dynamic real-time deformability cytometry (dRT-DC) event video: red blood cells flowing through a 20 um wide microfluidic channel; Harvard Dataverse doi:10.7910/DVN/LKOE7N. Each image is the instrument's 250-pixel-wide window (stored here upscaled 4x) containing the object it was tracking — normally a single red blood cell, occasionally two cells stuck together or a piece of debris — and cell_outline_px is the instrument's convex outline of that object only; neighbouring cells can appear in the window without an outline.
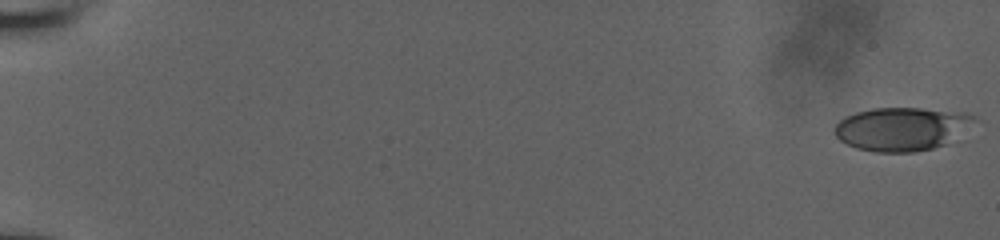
{"species": "human", "species_latin": "Homo sapiens", "temperature_condition": "room temperature", "stored_images_in_passage": 56, "camera_frame_rate_fps": 3000, "um_per_image_px": 0.085, "donor": {"sex": "male"}, "frame": {"image": 1, "passage_image": 1, "time_ms": 0.0, "image_size_px": [1000, 240], "cell_outline_px": [[976, 120], [944, 144], [932, 148], [912, 152], [876, 152], [856, 148], [840, 140], [836, 136], [836, 124], [840, 120], [856, 112], [872, 108], [920, 108], [968, 112], [976, 116]], "centroid_in_image_um": [76.63, 10.94], "position_along_channel_um": 8.4, "area_um2": 34.85}}
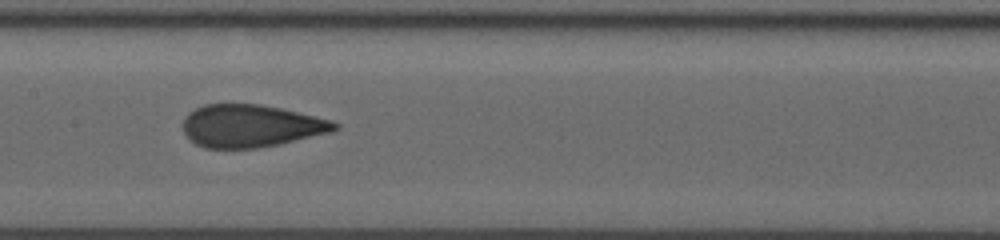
{"frame": {"image": 2, "passage_image": 31, "time_ms": 10.0, "image_size_px": [1000, 240], "cell_outline_px": [[340, 128], [332, 132], [280, 144], [256, 148], [204, 148], [196, 144], [184, 132], [184, 116], [188, 112], [204, 104], [260, 104], [280, 108], [332, 120], [340, 124]], "centroid_in_image_um": [21.35, 10.7], "position_along_channel_um": 186.0, "area_um2": 37.63}}
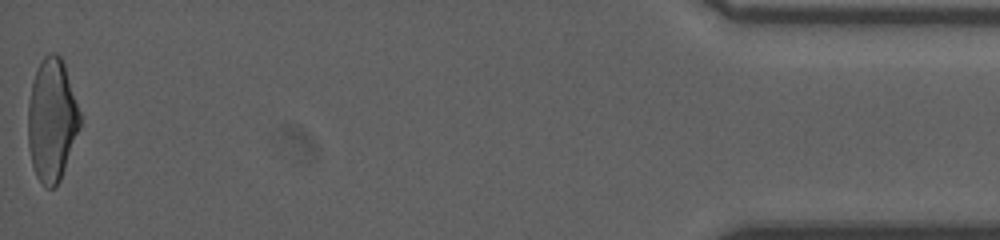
{"frame": {"image": 3, "passage_image": 56, "time_ms": 18.333, "image_size_px": [1000, 240], "cell_outline_px": [[80, 128], [60, 180], [52, 188], [44, 188], [36, 176], [32, 164], [28, 144], [28, 104], [32, 80], [36, 68], [40, 60], [48, 52], [56, 52], [60, 56], [64, 64], [80, 112]], "centroid_in_image_um": [4.39, 10.18], "position_along_channel_um": 430.8, "area_um2": 37.28}, "authors_computed_cell_mechanics": {"area_um2": 37.3099, "velocity_mm_per_s": 3.9553, "shape_relaxation_time_tau1_ms": null, "shape_relaxation_time_tau2_ms": 0.7928, "deformation_change_tau1": null, "deformation_change_tau2": 0.0632}}